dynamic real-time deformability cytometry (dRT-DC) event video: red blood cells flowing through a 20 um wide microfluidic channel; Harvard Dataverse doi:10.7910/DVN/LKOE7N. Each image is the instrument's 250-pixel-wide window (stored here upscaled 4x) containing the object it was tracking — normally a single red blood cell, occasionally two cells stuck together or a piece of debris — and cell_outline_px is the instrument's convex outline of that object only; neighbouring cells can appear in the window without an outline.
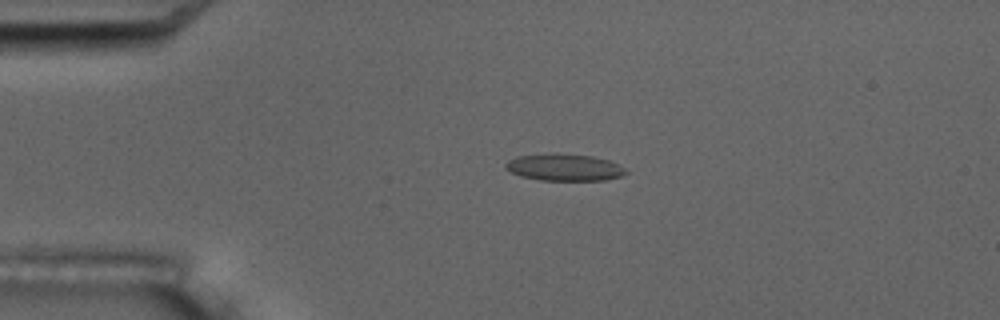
{"species": "common noctule bat (a hibernating species)", "species_latin": "Nyctalus noctula", "temperature_condition": "room temperature", "stored_images_in_passage": 3, "camera_frame_rate_fps": 3000, "um_per_image_px": 0.085, "animal": {"sex": "male", "body_mass_g": 17.5, "forearm_length_mm": 52.3}, "frame": {"image": 1, "passage_image": 2, "time_ms": 1.0, "image_size_px": [1000, 320], "cell_outline_px": [[628, 172], [620, 176], [604, 180], [540, 180], [520, 176], [504, 168], [504, 164], [508, 160], [516, 156], [592, 156], [608, 160], [624, 168]], "centroid_in_image_um": [47.96, 14.27], "position_along_channel_um": 37.0, "area_um2": 17.86}}